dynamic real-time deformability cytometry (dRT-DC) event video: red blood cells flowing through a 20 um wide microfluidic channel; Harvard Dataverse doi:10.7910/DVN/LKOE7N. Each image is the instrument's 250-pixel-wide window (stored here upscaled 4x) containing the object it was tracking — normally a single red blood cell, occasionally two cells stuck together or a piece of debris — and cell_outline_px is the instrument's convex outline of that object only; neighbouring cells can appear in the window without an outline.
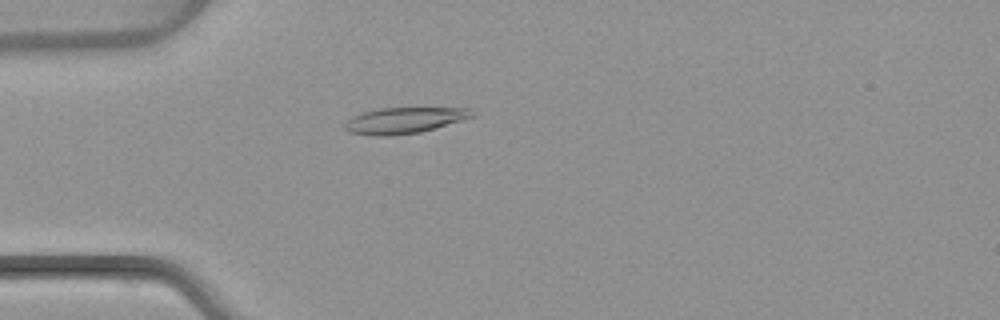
{"species": "common noctule bat (a hibernating species)", "species_latin": "Nyctalus noctula", "temperature_condition": "warm", "stored_images_in_passage": 50, "camera_frame_rate_fps": 3000, "um_per_image_px": 0.085, "animal": {"sex": "female", "body_mass_g": 22.7, "forearm_length_mm": 54.2}, "frame": {"image": 1, "passage_image": 14, "time_ms": 4.333, "image_size_px": [1000, 320], "cell_outline_px": [[476, 116], [420, 132], [388, 136], [376, 136], [348, 132], [344, 128], [344, 124], [352, 116], [360, 112], [380, 108], [472, 108]], "centroid_in_image_um": [34.35, 10.22], "position_along_channel_um": 50.7, "area_um2": 19.36}}
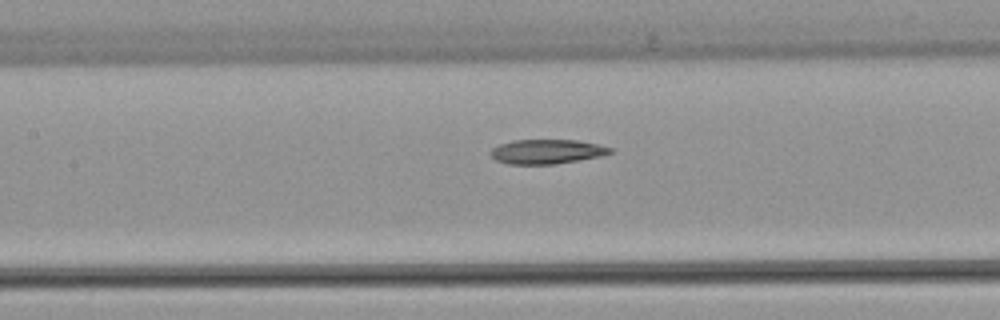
{"frame": {"image": 2, "passage_image": 23, "time_ms": 7.333, "image_size_px": [1000, 320], "cell_outline_px": [[612, 152], [600, 156], [580, 160], [556, 164], [508, 164], [496, 160], [492, 156], [492, 148], [500, 144], [512, 140], [576, 140], [596, 144], [612, 148]], "centroid_in_image_um": [46.47, 12.89], "position_along_channel_um": 160.9, "area_um2": 16.88}}
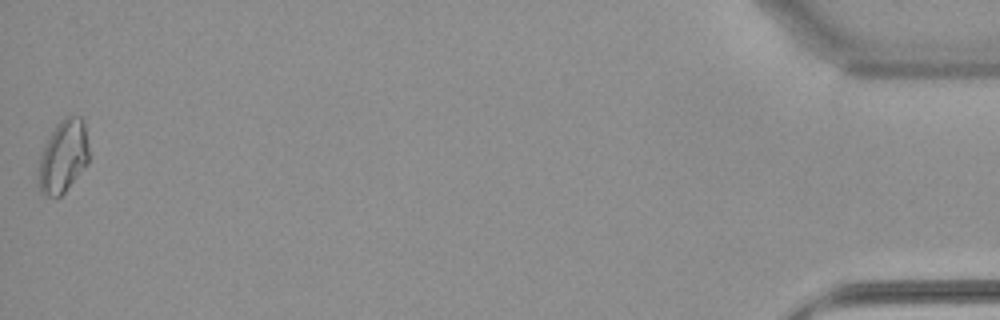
{"frame": {"image": 3, "passage_image": 50, "time_ms": 16.333, "image_size_px": [1000, 320], "cell_outline_px": [[88, 164], [64, 192], [60, 196], [44, 196], [40, 192], [36, 180], [40, 156], [44, 144], [56, 124], [60, 120], [68, 116], [80, 116], [84, 120], [88, 144]], "centroid_in_image_um": [5.35, 13.3], "position_along_channel_um": 429.9, "area_um2": 21.68}, "authors_computed_cell_mechanics": {"area_um2": 18.2359, "velocity_mm_per_s": 4.069, "shape_relaxation_time_tau1_ms": null, "shape_relaxation_time_tau2_ms": 11.2018, "deformation_change_tau1": null, "deformation_change_tau2": 0.2001}}